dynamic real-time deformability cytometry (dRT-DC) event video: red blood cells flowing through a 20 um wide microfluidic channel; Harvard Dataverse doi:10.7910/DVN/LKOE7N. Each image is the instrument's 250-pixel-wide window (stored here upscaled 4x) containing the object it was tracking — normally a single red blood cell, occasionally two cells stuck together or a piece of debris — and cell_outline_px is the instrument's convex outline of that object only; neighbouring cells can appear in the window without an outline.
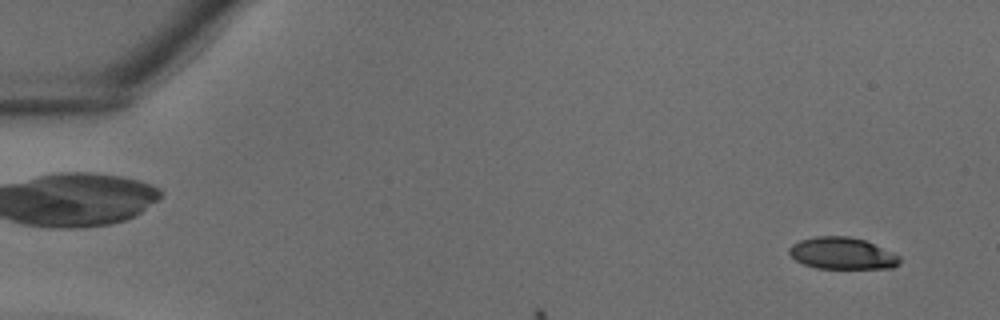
{"species": "common noctule bat (a hibernating species)", "species_latin": "Nyctalus noctula", "temperature_condition": "warm", "stored_images_in_passage": 6, "camera_frame_rate_fps": 3000, "um_per_image_px": 0.085, "animal": {"sex": "male", "body_mass_g": 18.8}, "frame": {"image": 1, "passage_image": 2, "time_ms": 0.333, "image_size_px": [1000, 320], "cell_outline_px": [[900, 264], [892, 268], [816, 268], [804, 264], [796, 260], [788, 252], [788, 248], [792, 244], [800, 240], [816, 236], [848, 236], [864, 240], [892, 252], [900, 256]], "centroid_in_image_um": [71.58, 21.53], "position_along_channel_um": 13.4, "area_um2": 20.4}}